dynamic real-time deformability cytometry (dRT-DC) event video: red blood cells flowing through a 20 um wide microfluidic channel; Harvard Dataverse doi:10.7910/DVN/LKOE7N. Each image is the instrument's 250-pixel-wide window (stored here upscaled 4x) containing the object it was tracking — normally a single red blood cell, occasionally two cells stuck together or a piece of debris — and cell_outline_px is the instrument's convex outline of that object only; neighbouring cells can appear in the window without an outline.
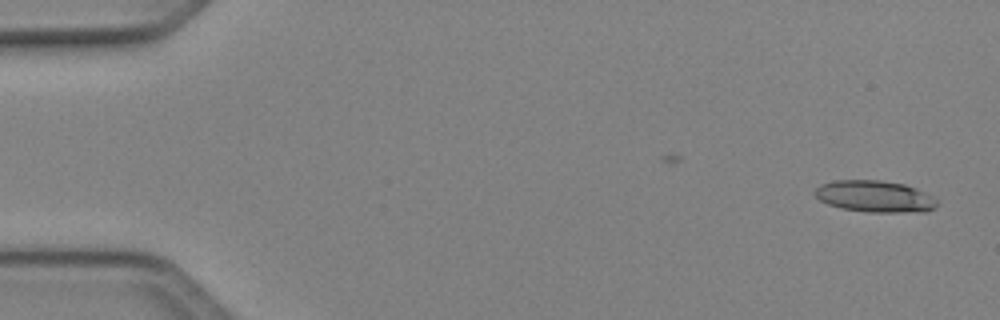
{"species": "Egyptian fruit bat (a non-hibernating species)", "species_latin": "Rousettus aegyptiacus", "temperature_condition": "cold", "stored_images_in_passage": 46, "camera_frame_rate_fps": 3000, "um_per_image_px": 0.085, "animal": {"sex": "female"}, "frame": {"image": 1, "passage_image": 1, "time_ms": 0.0, "image_size_px": [1000, 320], "cell_outline_px": [[936, 208], [928, 212], [868, 212], [840, 208], [828, 204], [820, 200], [812, 192], [820, 184], [836, 180], [880, 180], [904, 184], [916, 188], [932, 196], [936, 200]], "centroid_in_image_um": [74.35, 16.7], "position_along_channel_um": 10.6, "area_um2": 22.66}}
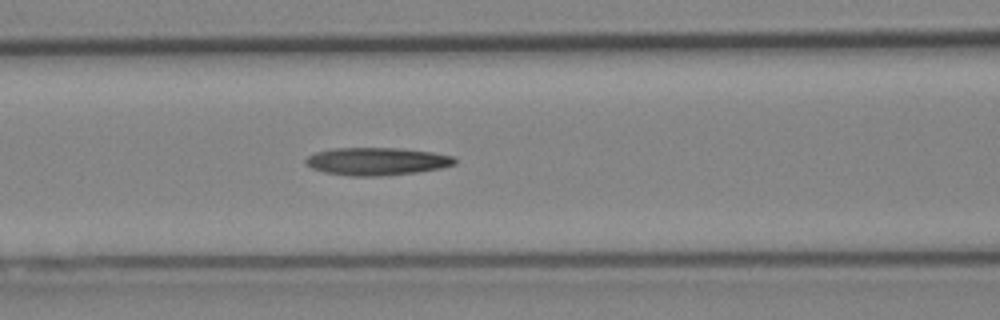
{"frame": {"image": 2, "passage_image": 20, "time_ms": 6.333, "image_size_px": [1000, 320], "cell_outline_px": [[456, 164], [440, 168], [416, 172], [380, 176], [352, 176], [324, 172], [312, 168], [304, 164], [304, 160], [308, 156], [316, 152], [332, 148], [396, 148], [432, 152], [452, 156], [456, 160]], "centroid_in_image_um": [31.99, 13.71], "position_along_channel_um": 134.6, "area_um2": 23.99}}
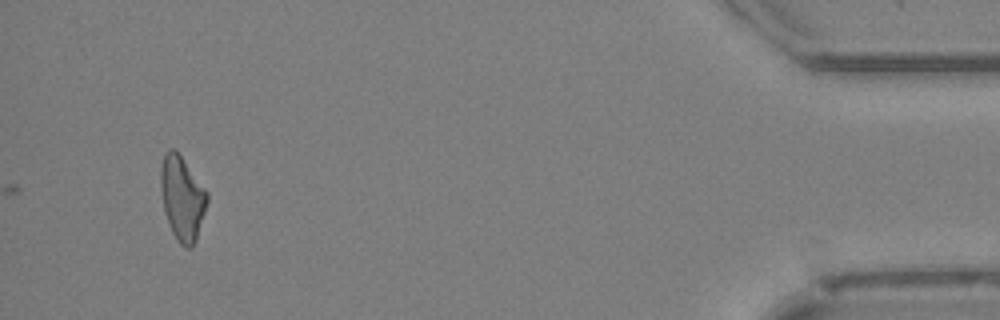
{"frame": {"image": 3, "passage_image": 46, "time_ms": 15.0, "image_size_px": [1000, 320], "cell_outline_px": [[208, 200], [196, 240], [192, 248], [184, 248], [176, 240], [172, 232], [164, 212], [160, 188], [160, 168], [164, 152], [168, 148], [172, 148], [180, 156], [208, 192]], "centroid_in_image_um": [15.46, 16.86], "position_along_channel_um": 419.7, "area_um2": 22.77}}